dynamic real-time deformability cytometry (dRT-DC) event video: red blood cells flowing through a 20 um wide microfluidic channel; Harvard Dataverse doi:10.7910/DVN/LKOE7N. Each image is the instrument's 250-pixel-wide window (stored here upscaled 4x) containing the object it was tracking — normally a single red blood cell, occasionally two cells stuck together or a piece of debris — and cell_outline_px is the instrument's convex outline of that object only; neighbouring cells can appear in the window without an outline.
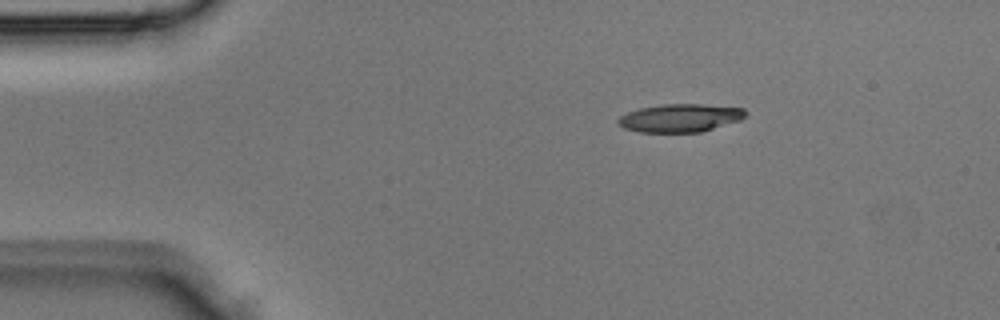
{"species": "Egyptian fruit bat (a non-hibernating species)", "species_latin": "Rousettus aegyptiacus", "temperature_condition": "room temperature", "stored_images_in_passage": 2, "camera_frame_rate_fps": 3000, "um_per_image_px": 0.085, "animal": {"sex": "male"}, "frame": {"image": 1, "passage_image": 1, "time_ms": 0.0, "image_size_px": [1000, 320], "cell_outline_px": [[748, 112], [740, 120], [700, 132], [640, 132], [624, 128], [616, 124], [616, 120], [620, 116], [628, 112], [640, 108], [664, 104], [700, 104], [744, 108]], "centroid_in_image_um": [57.78, 10.02], "position_along_channel_um": 27.2, "area_um2": 20.81}}